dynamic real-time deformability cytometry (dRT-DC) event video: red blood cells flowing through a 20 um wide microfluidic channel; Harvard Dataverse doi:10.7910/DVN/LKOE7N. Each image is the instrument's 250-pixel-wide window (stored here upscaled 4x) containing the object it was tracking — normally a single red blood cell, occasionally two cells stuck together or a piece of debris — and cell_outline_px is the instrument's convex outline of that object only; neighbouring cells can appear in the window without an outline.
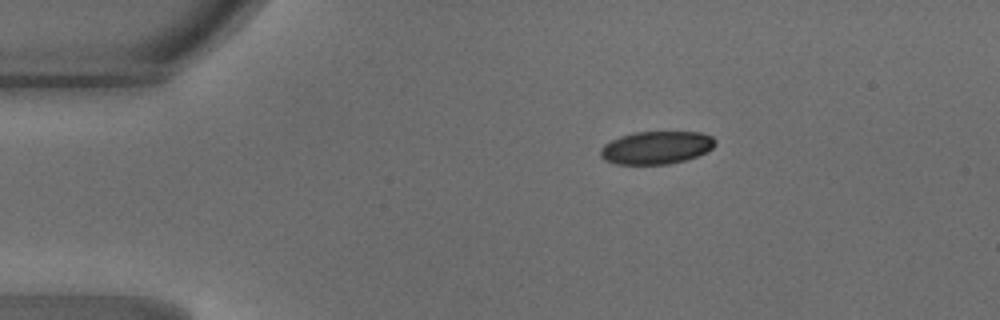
{"species": "common noctule bat (a hibernating species)", "species_latin": "Nyctalus noctula", "temperature_condition": "warm", "stored_images_in_passage": 26, "camera_frame_rate_fps": 3000, "um_per_image_px": 0.085, "animal": {"sex": "male", "body_mass_g": 18.8}, "frame": {"image": 1, "passage_image": 1, "time_ms": 0.0, "image_size_px": [1000, 320], "cell_outline_px": [[716, 144], [708, 152], [684, 160], [668, 164], [616, 164], [604, 160], [600, 156], [600, 148], [604, 144], [620, 136], [636, 132], [700, 132], [712, 136], [716, 140]], "centroid_in_image_um": [55.79, 12.55], "position_along_channel_um": 29.2, "area_um2": 22.02}}
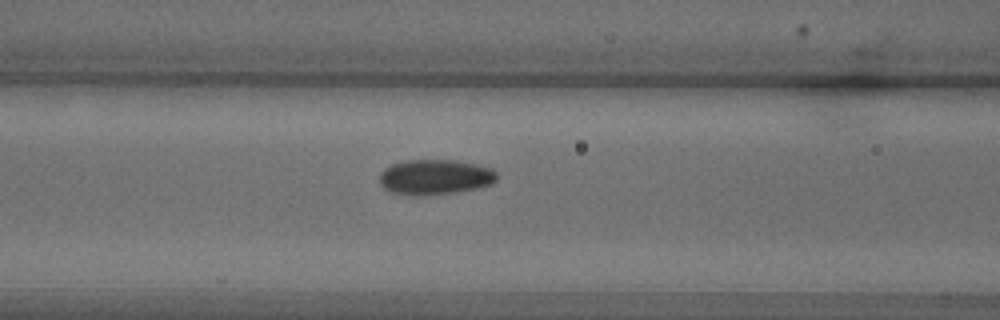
{"frame": {"image": 2, "passage_image": 12, "time_ms": 3.667, "image_size_px": [1000, 320], "cell_outline_px": [[496, 180], [492, 184], [476, 188], [456, 192], [420, 196], [416, 196], [392, 192], [384, 188], [380, 184], [380, 172], [384, 168], [392, 164], [408, 160], [456, 160], [476, 164], [492, 168], [496, 172]], "centroid_in_image_um": [36.97, 15.05], "position_along_channel_um": 129.6, "area_um2": 24.1}}
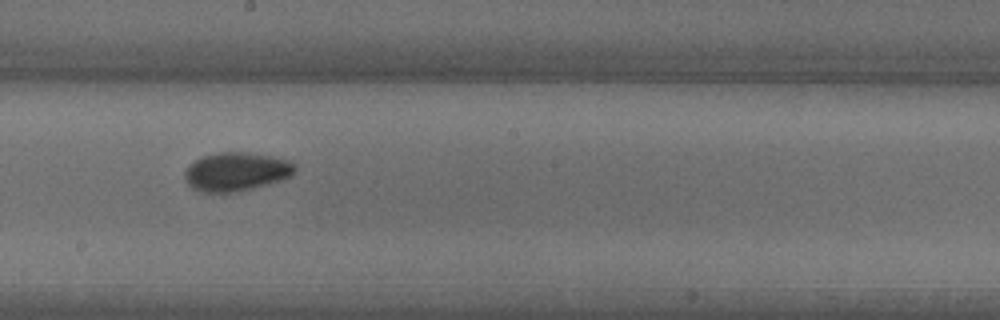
{"frame": {"image": 3, "passage_image": 19, "time_ms": 6.0, "image_size_px": [1000, 320], "cell_outline_px": [[296, 168], [292, 176], [280, 180], [252, 188], [232, 192], [200, 192], [192, 188], [184, 180], [184, 172], [188, 164], [200, 156], [216, 152], [244, 152], [292, 160], [296, 164]], "centroid_in_image_um": [20.04, 14.58], "position_along_channel_um": 228.2, "area_um2": 25.03}}